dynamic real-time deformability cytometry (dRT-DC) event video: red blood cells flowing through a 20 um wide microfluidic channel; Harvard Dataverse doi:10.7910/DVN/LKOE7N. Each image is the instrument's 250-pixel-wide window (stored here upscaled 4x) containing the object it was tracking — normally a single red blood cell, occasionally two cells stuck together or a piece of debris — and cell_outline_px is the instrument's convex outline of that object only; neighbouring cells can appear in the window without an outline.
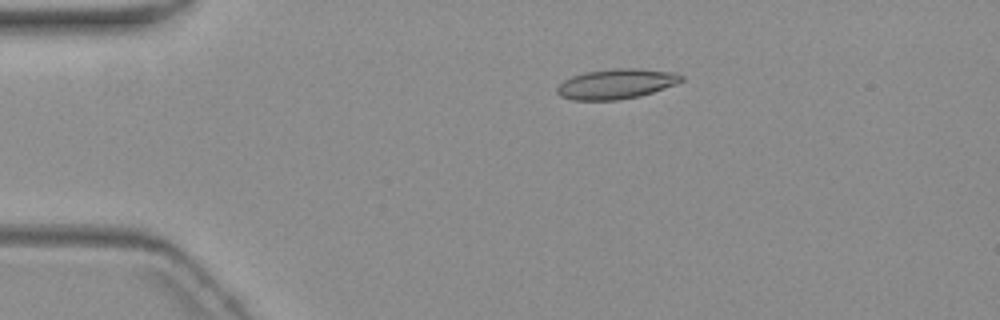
{"species": "common noctule bat (a hibernating species)", "species_latin": "Nyctalus noctula", "temperature_condition": "warm", "stored_images_in_passage": 4, "camera_frame_rate_fps": 3000, "um_per_image_px": 0.085, "animal": {"sex": "female", "body_mass_g": 19.3, "forearm_length_mm": 54.1}, "frame": {"image": 1, "passage_image": 3, "time_ms": 2.333, "image_size_px": [1000, 320], "cell_outline_px": [[684, 80], [676, 84], [640, 96], [616, 100], [572, 100], [560, 96], [556, 92], [556, 88], [564, 80], [572, 76], [584, 72], [616, 68], [636, 68], [676, 72], [684, 76]], "centroid_in_image_um": [52.39, 7.12], "position_along_channel_um": 32.6, "area_um2": 21.85}}